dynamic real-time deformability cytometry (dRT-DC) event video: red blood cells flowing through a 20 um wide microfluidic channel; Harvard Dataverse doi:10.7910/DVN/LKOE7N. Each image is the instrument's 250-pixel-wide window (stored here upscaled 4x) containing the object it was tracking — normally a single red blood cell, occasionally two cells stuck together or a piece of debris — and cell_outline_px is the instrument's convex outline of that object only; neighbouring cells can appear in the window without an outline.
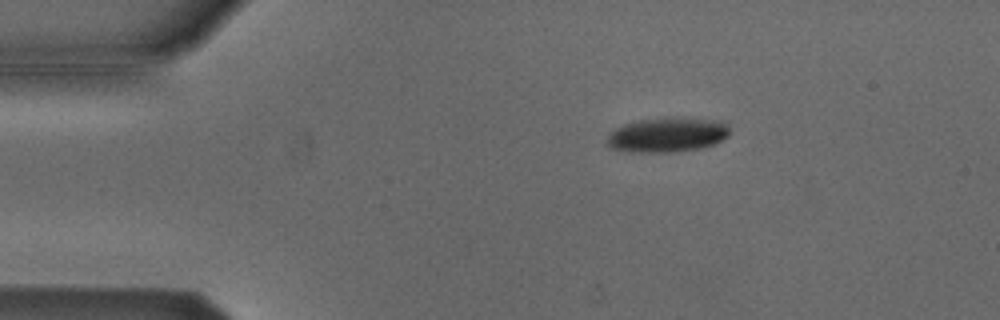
{"species": "Egyptian fruit bat (a non-hibernating species)", "species_latin": "Rousettus aegyptiacus", "temperature_condition": "cold", "stored_images_in_passage": 54, "camera_frame_rate_fps": 3000, "um_per_image_px": 0.085, "animal": {"sex": "male"}, "frame": {"image": 1, "passage_image": 10, "time_ms": 3.0, "image_size_px": [1000, 320], "cell_outline_px": [[728, 136], [716, 144], [704, 148], [672, 152], [636, 152], [608, 148], [608, 132], [624, 124], [640, 120], [664, 116], [680, 116], [728, 120]], "centroid_in_image_um": [56.8, 11.42], "position_along_channel_um": 28.2, "area_um2": 25.66}}
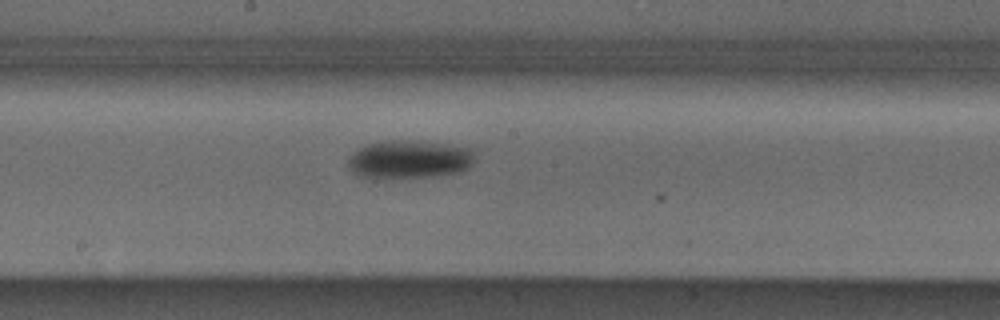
{"frame": {"image": 2, "passage_image": 29, "time_ms": 9.333, "image_size_px": [1000, 320], "cell_outline_px": [[472, 164], [468, 168], [460, 172], [432, 176], [360, 176], [352, 172], [348, 168], [348, 156], [360, 148], [368, 144], [388, 140], [416, 140], [444, 144], [468, 148], [472, 152]], "centroid_in_image_um": [34.77, 13.52], "position_along_channel_um": 213.4, "area_um2": 27.51}}
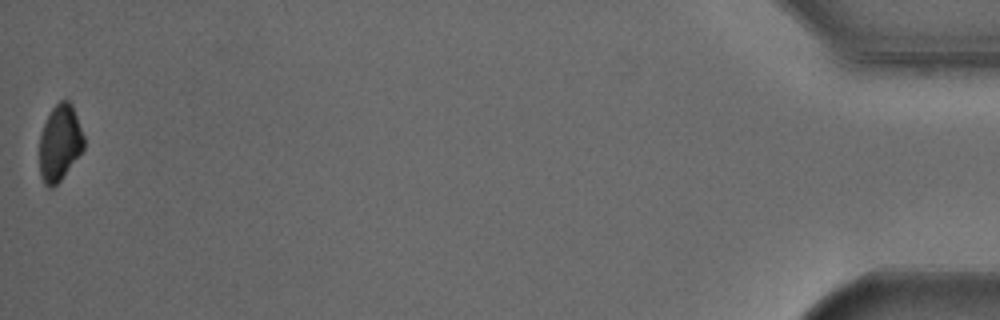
{"frame": {"image": 3, "passage_image": 54, "time_ms": 17.667, "image_size_px": [1000, 320], "cell_outline_px": [[84, 148], [60, 180], [52, 188], [48, 188], [44, 184], [40, 176], [40, 132], [52, 108], [60, 100], [68, 100], [72, 104], [84, 136]], "centroid_in_image_um": [5.07, 12.14], "position_along_channel_um": 430.1, "area_um2": 19.54}, "authors_computed_cell_mechanics": {"area_um2": 25.1141, "velocity_mm_per_s": 3.8261, "shape_relaxation_time_tau1_ms": 3.5502, "shape_relaxation_time_tau2_ms": null, "deformation_change_tau1": 0.0866, "deformation_change_tau2": null}}